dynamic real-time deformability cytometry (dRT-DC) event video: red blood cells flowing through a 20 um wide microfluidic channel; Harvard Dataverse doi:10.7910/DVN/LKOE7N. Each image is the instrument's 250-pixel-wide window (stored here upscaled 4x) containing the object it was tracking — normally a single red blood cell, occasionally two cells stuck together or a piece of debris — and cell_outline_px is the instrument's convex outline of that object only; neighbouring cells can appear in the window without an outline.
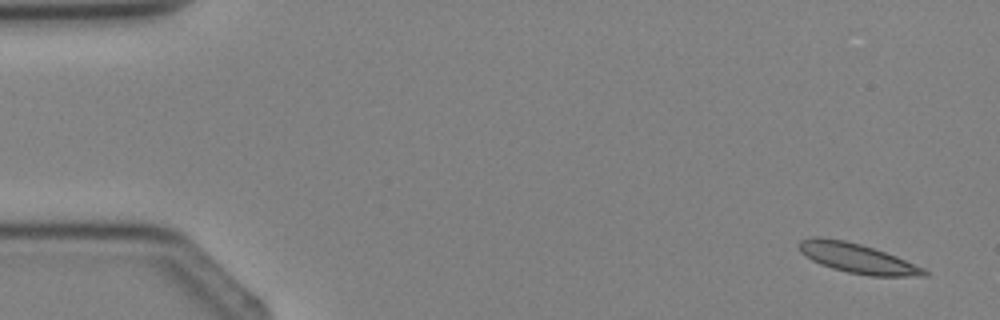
{"species": "Egyptian fruit bat (a non-hibernating species)", "species_latin": "Rousettus aegyptiacus", "temperature_condition": "cold", "stored_images_in_passage": 2, "camera_frame_rate_fps": 3000, "um_per_image_px": 0.085, "animal": {"sex": "female"}, "frame": {"image": 1, "passage_image": 2, "time_ms": 1.333, "image_size_px": [1000, 320], "cell_outline_px": [[928, 276], [868, 276], [848, 272], [832, 268], [820, 264], [812, 260], [800, 252], [796, 244], [800, 240], [812, 236], [820, 236], [844, 240], [860, 244], [896, 256], [924, 268], [928, 272]], "centroid_in_image_um": [72.82, 21.94], "position_along_channel_um": 12.2, "area_um2": 21.68}}